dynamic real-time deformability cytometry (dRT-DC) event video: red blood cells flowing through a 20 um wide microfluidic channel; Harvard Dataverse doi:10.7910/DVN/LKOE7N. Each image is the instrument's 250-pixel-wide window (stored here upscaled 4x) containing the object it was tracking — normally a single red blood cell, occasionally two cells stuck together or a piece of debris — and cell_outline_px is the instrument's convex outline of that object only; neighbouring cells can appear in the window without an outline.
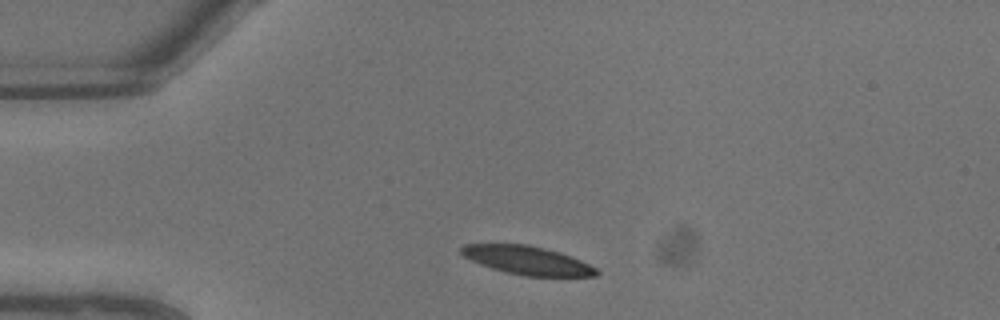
{"species": "common noctule bat (a hibernating species)", "species_latin": "Nyctalus noctula", "temperature_condition": "warm", "stored_images_in_passage": 5, "camera_frame_rate_fps": 3000, "um_per_image_px": 0.085, "animal": {"sex": "male", "body_mass_g": 13.3}, "frame": {"image": 1, "passage_image": 1, "time_ms": 0.0, "image_size_px": [1000, 320], "cell_outline_px": [[600, 272], [596, 276], [524, 276], [504, 272], [480, 264], [464, 256], [460, 252], [460, 248], [464, 244], [528, 244], [560, 252], [580, 260], [596, 268]], "centroid_in_image_um": [44.81, 22.13], "position_along_channel_um": 40.2, "area_um2": 22.37}}
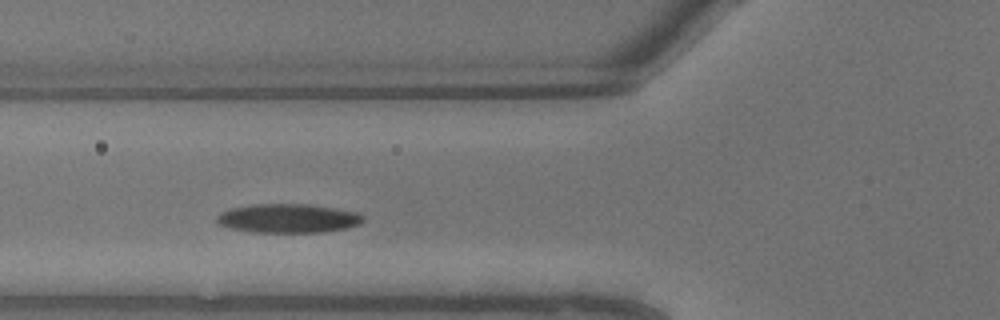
{"frame": {"image": 2, "passage_image": 4, "time_ms": 1.0, "image_size_px": [1000, 320], "cell_outline_px": [[364, 220], [360, 224], [344, 228], [324, 232], [256, 232], [232, 228], [220, 224], [216, 220], [216, 216], [220, 212], [232, 208], [252, 204], [308, 204], [336, 208], [356, 212], [364, 216]], "centroid_in_image_um": [24.5, 18.55], "position_along_channel_um": 101.3, "area_um2": 24.57}}
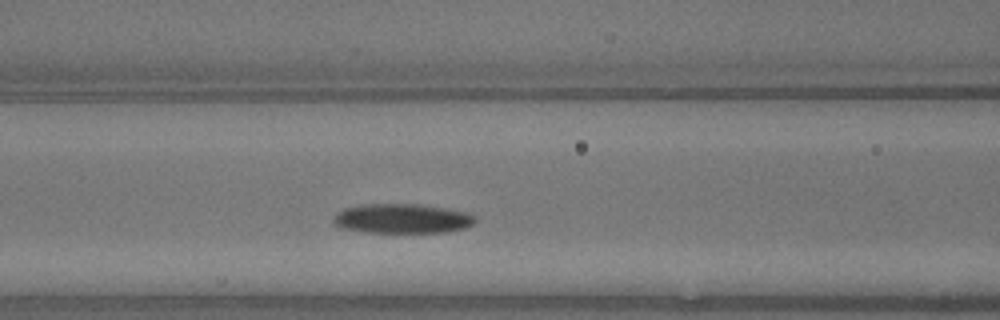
{"frame": {"image": 3, "passage_image": 5, "time_ms": 1.333, "image_size_px": [1000, 320], "cell_outline_px": [[476, 220], [472, 224], [464, 228], [448, 232], [364, 232], [340, 228], [332, 220], [332, 216], [336, 212], [344, 208], [360, 204], [416, 204], [472, 212], [476, 216]], "centroid_in_image_um": [34.17, 18.57], "position_along_channel_um": 132.4, "area_um2": 24.68}}